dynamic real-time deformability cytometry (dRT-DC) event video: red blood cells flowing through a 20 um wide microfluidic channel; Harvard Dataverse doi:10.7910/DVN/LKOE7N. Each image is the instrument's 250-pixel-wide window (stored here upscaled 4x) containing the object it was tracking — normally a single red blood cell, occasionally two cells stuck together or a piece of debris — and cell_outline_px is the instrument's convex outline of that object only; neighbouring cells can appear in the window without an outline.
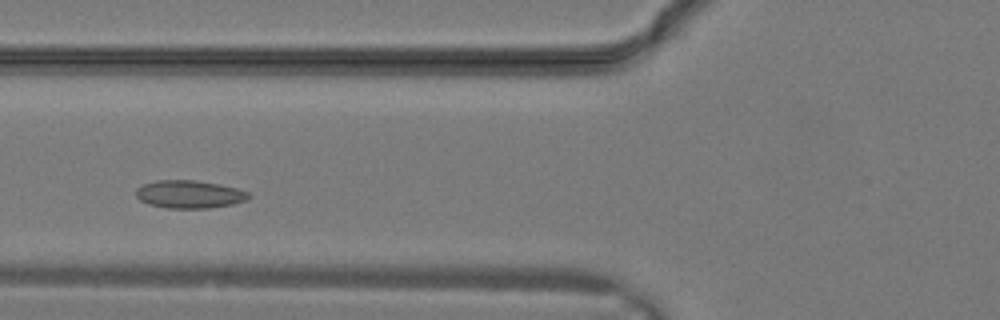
{"species": "common noctule bat (a hibernating species)", "species_latin": "Nyctalus noctula", "temperature_condition": "warm", "stored_images_in_passage": 12, "camera_frame_rate_fps": 3000, "um_per_image_px": 0.085, "animal": {"sex": "male", "body_mass_g": 19.2, "forearm_length_mm": 51.8}, "frame": {"image": 1, "passage_image": 5, "time_ms": 1.333, "image_size_px": [1000, 320], "cell_outline_px": [[252, 196], [244, 200], [232, 204], [208, 208], [168, 208], [152, 204], [140, 200], [136, 196], [136, 188], [144, 184], [156, 180], [196, 180], [220, 184], [236, 188], [248, 192]], "centroid_in_image_um": [16.1, 16.5], "position_along_channel_um": 109.7, "area_um2": 18.15}}
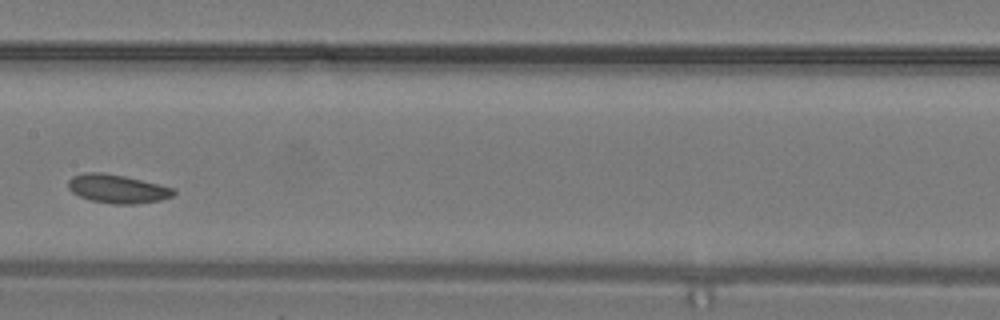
{"frame": {"image": 2, "passage_image": 9, "time_ms": 2.667, "image_size_px": [1000, 320], "cell_outline_px": [[176, 192], [172, 196], [160, 200], [136, 204], [112, 204], [92, 200], [80, 196], [72, 192], [68, 188], [68, 180], [72, 176], [84, 172], [100, 172], [124, 176], [176, 188]], "centroid_in_image_um": [9.98, 16.04], "position_along_channel_um": 197.4, "area_um2": 17.57}}
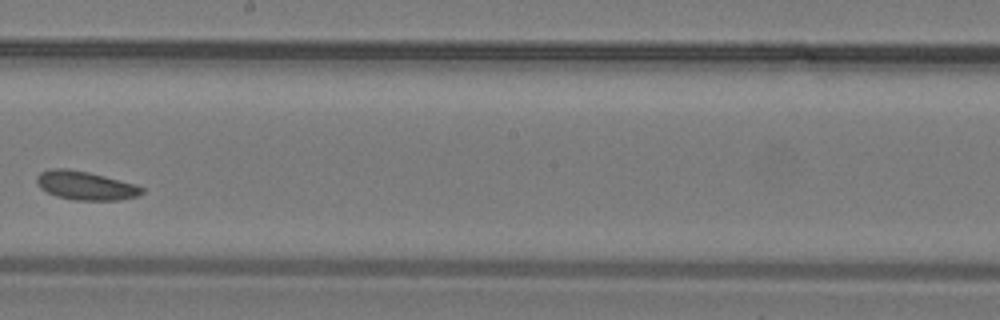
{"frame": {"image": 3, "passage_image": 11, "time_ms": 3.333, "image_size_px": [1000, 320], "cell_outline_px": [[144, 192], [136, 196], [120, 200], [72, 200], [56, 196], [40, 188], [36, 184], [36, 176], [40, 172], [52, 168], [68, 168], [88, 172], [136, 184], [144, 188]], "centroid_in_image_um": [7.24, 15.77], "position_along_channel_um": 241.0, "area_um2": 17.69}}